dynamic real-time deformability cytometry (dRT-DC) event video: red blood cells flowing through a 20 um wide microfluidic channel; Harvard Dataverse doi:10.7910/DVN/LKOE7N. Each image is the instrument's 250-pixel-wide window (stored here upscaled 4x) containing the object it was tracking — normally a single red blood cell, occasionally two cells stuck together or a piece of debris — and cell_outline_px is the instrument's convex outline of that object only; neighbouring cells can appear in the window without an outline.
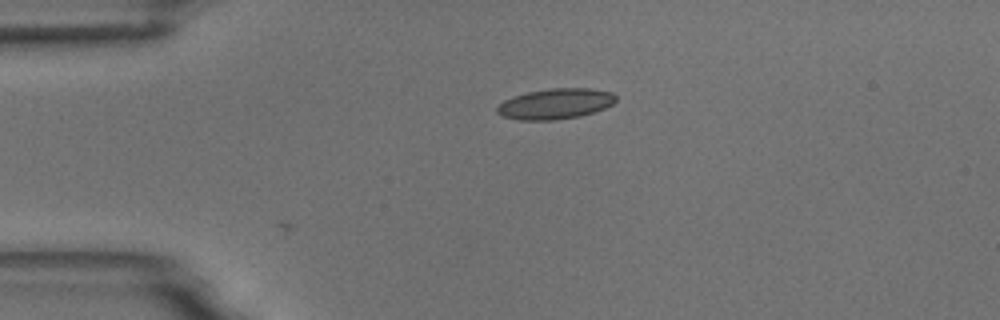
{"species": "common noctule bat (a hibernating species)", "species_latin": "Nyctalus noctula", "temperature_condition": "room temperature", "stored_images_in_passage": 4, "camera_frame_rate_fps": 3000, "um_per_image_px": 0.085, "animal": {"sex": "male", "body_mass_g": 18.8}, "frame": {"image": 1, "passage_image": 4, "time_ms": 3.333, "image_size_px": [1000, 320], "cell_outline_px": [[616, 100], [612, 104], [604, 108], [580, 116], [556, 120], [520, 120], [500, 116], [496, 112], [496, 108], [504, 100], [528, 92], [552, 88], [592, 88], [612, 92], [616, 96]], "centroid_in_image_um": [47.21, 8.83], "position_along_channel_um": 37.8, "area_um2": 21.1}}